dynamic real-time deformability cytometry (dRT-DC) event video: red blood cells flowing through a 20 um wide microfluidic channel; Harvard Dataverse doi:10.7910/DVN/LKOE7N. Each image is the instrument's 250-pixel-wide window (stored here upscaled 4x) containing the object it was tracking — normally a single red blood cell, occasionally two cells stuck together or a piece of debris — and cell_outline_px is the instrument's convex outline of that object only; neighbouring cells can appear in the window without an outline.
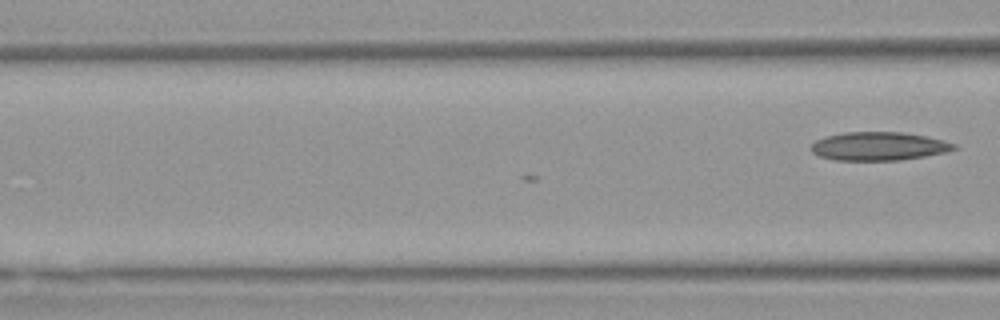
{"species": "Egyptian fruit bat (a non-hibernating species)", "species_latin": "Rousettus aegyptiacus", "temperature_condition": "warm", "stored_images_in_passage": 4, "camera_frame_rate_fps": 3000, "um_per_image_px": 0.085, "animal": {"sex": "female"}, "frame": {"image": 1, "passage_image": 4, "time_ms": 1.0, "image_size_px": [1000, 320], "cell_outline_px": [[956, 148], [944, 152], [924, 156], [900, 160], [836, 160], [820, 156], [812, 152], [812, 144], [816, 140], [824, 136], [844, 132], [900, 132], [928, 136], [944, 140], [956, 144]], "centroid_in_image_um": [74.69, 12.42], "position_along_channel_um": 91.9, "area_um2": 23.58}}